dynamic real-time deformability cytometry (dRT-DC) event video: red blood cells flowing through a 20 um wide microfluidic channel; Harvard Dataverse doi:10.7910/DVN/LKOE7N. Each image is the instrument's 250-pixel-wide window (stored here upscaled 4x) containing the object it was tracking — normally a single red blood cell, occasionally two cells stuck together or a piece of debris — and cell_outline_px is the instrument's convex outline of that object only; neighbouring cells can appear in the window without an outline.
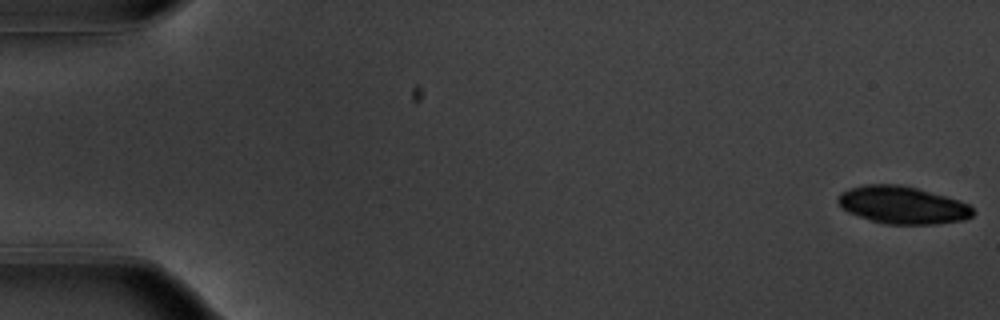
{"species": "common noctule bat (a hibernating species)", "species_latin": "Nyctalus noctula", "temperature_condition": "warm", "stored_images_in_passage": 39, "camera_frame_rate_fps": 3000, "um_per_image_px": 0.085, "animal": {"sex": "male", "body_mass_g": 20.1, "forearm_length_mm": 53.5}, "frame": {"image": 1, "passage_image": 1, "time_ms": 0.0, "image_size_px": [1000, 320], "cell_outline_px": [[976, 212], [972, 216], [964, 220], [936, 224], [884, 224], [848, 212], [840, 208], [836, 200], [836, 196], [840, 192], [864, 184], [900, 184], [916, 188], [960, 200], [968, 204]], "centroid_in_image_um": [76.7, 17.43], "position_along_channel_um": 8.3, "area_um2": 29.65}}
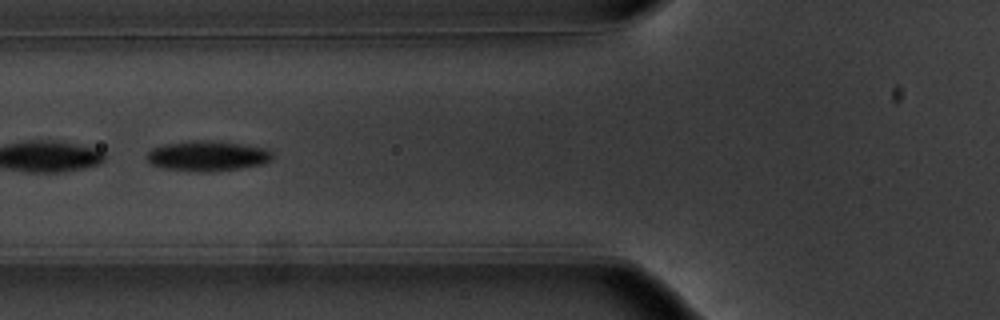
{"frame": {"image": 2, "passage_image": 22, "time_ms": 7.0, "image_size_px": [1000, 320], "cell_outline_px": [[272, 160], [264, 164], [240, 168], [208, 172], [204, 172], [164, 168], [148, 164], [144, 156], [152, 148], [164, 144], [188, 140], [208, 140], [240, 144], [268, 148], [272, 152]], "centroid_in_image_um": [17.6, 13.25], "position_along_channel_um": 108.2, "area_um2": 22.37}}